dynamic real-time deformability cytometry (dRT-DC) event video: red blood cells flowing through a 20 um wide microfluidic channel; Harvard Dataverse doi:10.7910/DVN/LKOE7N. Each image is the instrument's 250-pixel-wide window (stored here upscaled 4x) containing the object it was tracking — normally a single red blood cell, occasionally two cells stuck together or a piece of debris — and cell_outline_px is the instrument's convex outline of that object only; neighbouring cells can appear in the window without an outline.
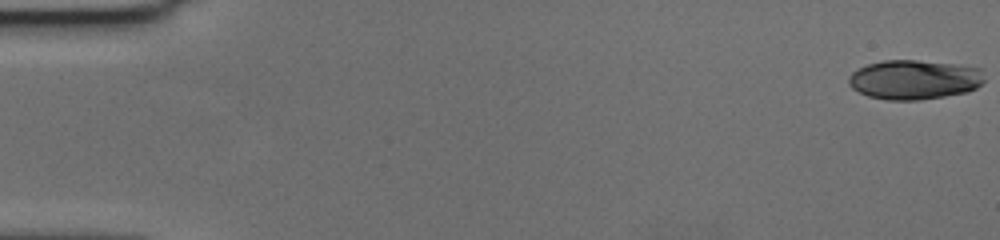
{"species": "human", "species_latin": "Homo sapiens", "temperature_condition": "cold", "stored_images_in_passage": 59, "camera_frame_rate_fps": 3000, "um_per_image_px": 0.085, "donor": {"sex": "female"}, "frame": {"image": 1, "passage_image": 1, "time_ms": 0.0, "image_size_px": [1000, 240], "cell_outline_px": [[984, 80], [976, 88], [968, 92], [944, 96], [916, 100], [888, 100], [868, 96], [852, 88], [848, 84], [848, 76], [856, 68], [868, 64], [884, 60], [916, 60], [952, 64], [980, 68]], "centroid_in_image_um": [77.67, 6.77], "position_along_channel_um": 7.3, "area_um2": 31.15}}
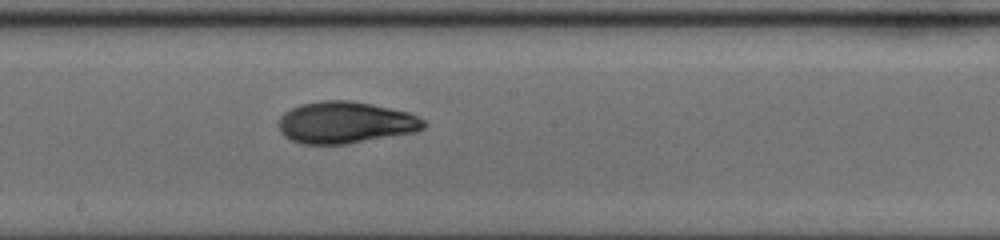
{"frame": {"image": 2, "passage_image": 33, "time_ms": 10.667, "image_size_px": [1000, 240], "cell_outline_px": [[428, 124], [424, 128], [416, 132], [348, 144], [300, 144], [284, 136], [280, 132], [280, 116], [284, 112], [300, 104], [320, 100], [352, 100], [372, 104], [408, 112], [424, 120]], "centroid_in_image_um": [29.37, 10.41], "position_along_channel_um": 218.8, "area_um2": 35.55}}
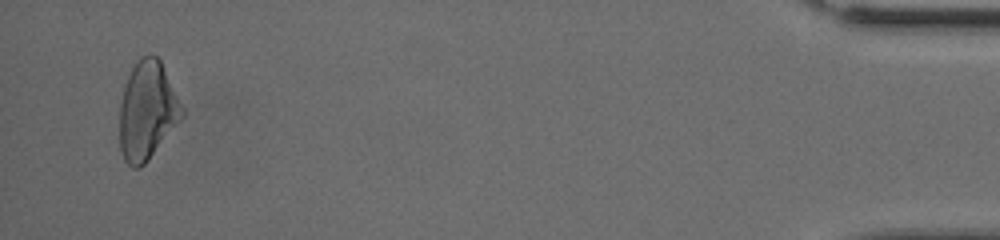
{"frame": {"image": 3, "passage_image": 57, "time_ms": 18.667, "image_size_px": [1000, 240], "cell_outline_px": [[184, 116], [148, 160], [140, 168], [132, 168], [124, 160], [120, 152], [120, 104], [124, 84], [136, 60], [152, 52], [160, 60], [184, 108]], "centroid_in_image_um": [12.51, 9.4], "position_along_channel_um": 422.7, "area_um2": 35.84}, "authors_computed_cell_mechanics": {"area_um2": 34.0442, "velocity_mm_per_s": 3.5829, "shape_relaxation_time_tau1_ms": 7.4658, "shape_relaxation_time_tau2_ms": 2.0833, "deformation_change_tau1": 0.2157, "deformation_change_tau2": 0.0724}}